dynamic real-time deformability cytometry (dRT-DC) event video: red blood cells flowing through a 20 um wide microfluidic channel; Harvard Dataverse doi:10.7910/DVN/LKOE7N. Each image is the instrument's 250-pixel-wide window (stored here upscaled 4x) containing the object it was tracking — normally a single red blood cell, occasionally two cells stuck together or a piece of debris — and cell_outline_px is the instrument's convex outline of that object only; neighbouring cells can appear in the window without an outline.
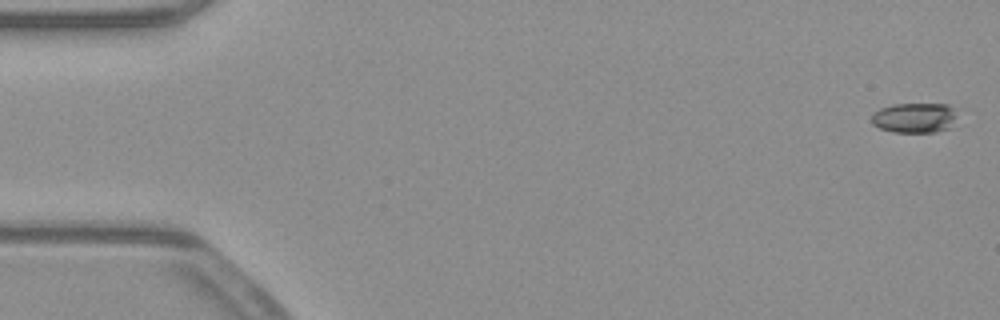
{"species": "common noctule bat (a hibernating species)", "species_latin": "Nyctalus noctula", "temperature_condition": "warm", "stored_images_in_passage": 53, "camera_frame_rate_fps": 3000, "um_per_image_px": 0.085, "animal": {"sex": "male", "body_mass_g": 23.1, "forearm_length_mm": 52.7}, "frame": {"image": 1, "passage_image": 1, "time_ms": 0.0, "image_size_px": [1000, 320], "cell_outline_px": [[956, 116], [952, 128], [936, 132], [892, 132], [880, 128], [872, 124], [872, 116], [880, 108], [892, 104], [948, 104], [952, 108]], "centroid_in_image_um": [77.75, 10.02], "position_along_channel_um": 7.2, "area_um2": 15.03}}
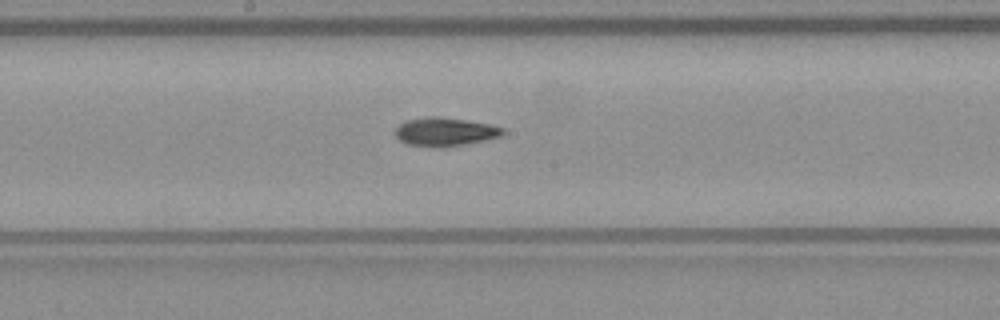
{"frame": {"image": 2, "passage_image": 28, "time_ms": 9.0, "image_size_px": [1000, 320], "cell_outline_px": [[504, 132], [500, 136], [484, 140], [444, 148], [440, 148], [408, 144], [400, 140], [396, 136], [396, 128], [404, 120], [428, 116], [436, 116], [464, 120], [488, 124], [504, 128]], "centroid_in_image_um": [37.79, 11.2], "position_along_channel_um": 210.4, "area_um2": 17.74}}
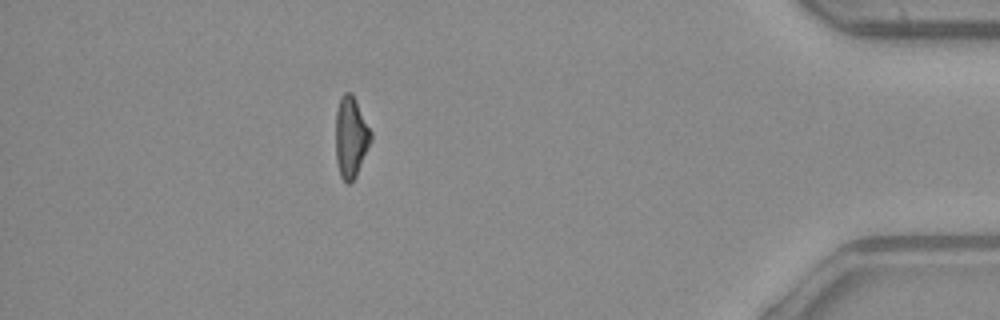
{"frame": {"image": 3, "passage_image": 47, "time_ms": 15.333, "image_size_px": [1000, 320], "cell_outline_px": [[372, 140], [356, 176], [348, 184], [340, 176], [336, 160], [336, 112], [340, 100], [344, 92], [352, 92], [372, 132]], "centroid_in_image_um": [29.83, 11.65], "position_along_channel_um": 405.4, "area_um2": 16.59}, "authors_computed_cell_mechanics": {"area_um2": 16.9354, "velocity_mm_per_s": 3.9204, "shape_relaxation_time_tau1_ms": 7.5949, "shape_relaxation_time_tau2_ms": 5.5392, "deformation_change_tau1": 0.1858, "deformation_change_tau2": 0.1478}}